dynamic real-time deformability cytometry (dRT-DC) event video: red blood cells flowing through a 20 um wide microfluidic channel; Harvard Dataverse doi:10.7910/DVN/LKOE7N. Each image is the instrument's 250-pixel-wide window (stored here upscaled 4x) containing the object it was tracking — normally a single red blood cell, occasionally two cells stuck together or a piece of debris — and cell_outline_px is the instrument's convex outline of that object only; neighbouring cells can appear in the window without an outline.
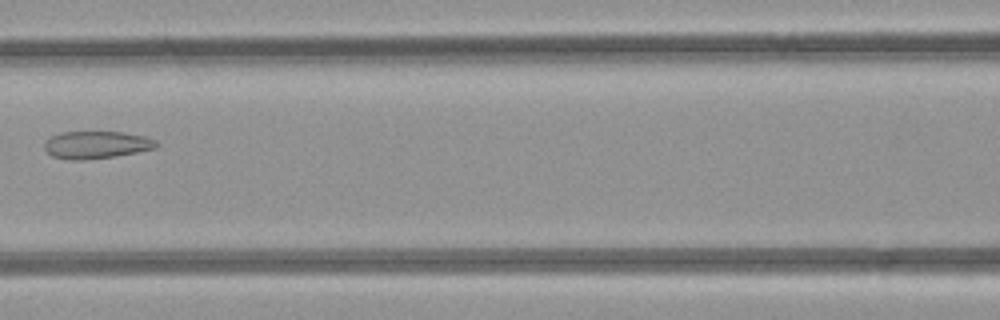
{"species": "common noctule bat (a hibernating species)", "species_latin": "Nyctalus noctula", "temperature_condition": "room temperature", "stored_images_in_passage": 5, "camera_frame_rate_fps": 3000, "um_per_image_px": 0.085, "animal": {"sex": "female", "body_mass_g": 21.9}, "frame": {"image": 1, "passage_image": 5, "time_ms": 4.667, "image_size_px": [1000, 320], "cell_outline_px": [[160, 144], [156, 148], [116, 156], [84, 160], [68, 160], [52, 156], [44, 148], [44, 144], [52, 136], [60, 132], [124, 132], [144, 136], [156, 140]], "centroid_in_image_um": [8.21, 12.31], "position_along_channel_um": 158.4, "area_um2": 17.92}}